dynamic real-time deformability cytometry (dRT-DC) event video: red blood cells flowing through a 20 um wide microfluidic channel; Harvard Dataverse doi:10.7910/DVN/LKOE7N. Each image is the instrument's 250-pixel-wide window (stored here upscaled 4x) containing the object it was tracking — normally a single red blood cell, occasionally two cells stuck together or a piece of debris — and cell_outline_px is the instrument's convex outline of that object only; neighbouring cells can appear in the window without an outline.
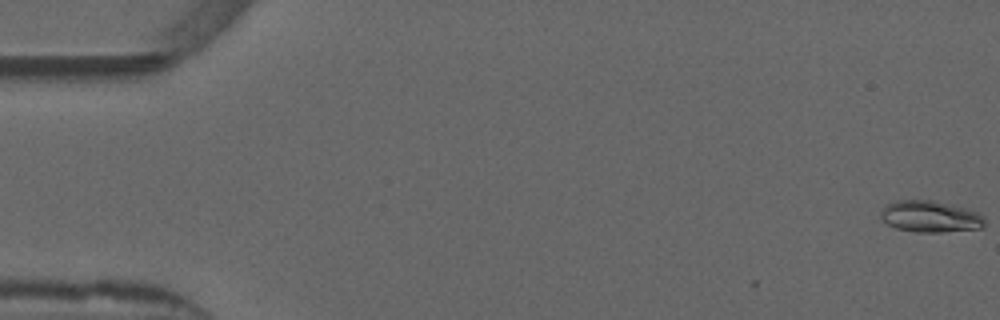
{"species": "common noctule bat (a hibernating species)", "species_latin": "Nyctalus noctula", "temperature_condition": "warm", "stored_images_in_passage": 6, "camera_frame_rate_fps": 3000, "um_per_image_px": 0.085, "animal": {"sex": "male", "forearm_length_mm": 52.5}, "frame": {"image": 1, "passage_image": 1, "time_ms": 0.0, "image_size_px": [1000, 320], "cell_outline_px": [[984, 228], [940, 232], [916, 232], [896, 228], [888, 224], [880, 216], [880, 212], [884, 204], [896, 200], [936, 200], [968, 208], [984, 216]], "centroid_in_image_um": [79.07, 18.39], "position_along_channel_um": 5.9, "area_um2": 19.36}}